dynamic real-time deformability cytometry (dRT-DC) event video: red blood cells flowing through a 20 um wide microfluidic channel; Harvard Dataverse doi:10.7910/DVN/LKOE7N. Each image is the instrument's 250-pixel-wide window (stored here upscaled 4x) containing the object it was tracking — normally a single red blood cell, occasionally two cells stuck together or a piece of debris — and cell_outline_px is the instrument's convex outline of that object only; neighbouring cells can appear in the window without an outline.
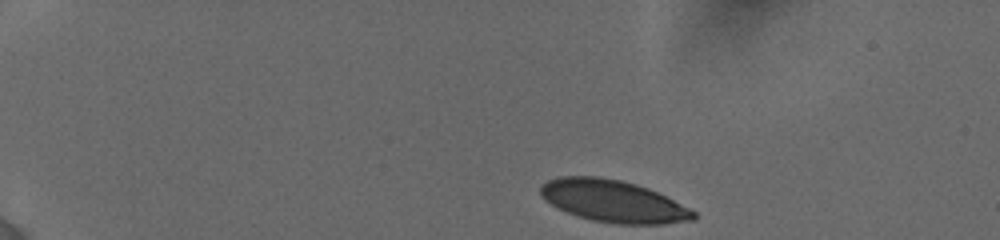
{"species": "human", "species_latin": "Homo sapiens", "temperature_condition": "cold", "stored_images_in_passage": 7, "camera_frame_rate_fps": 3000, "um_per_image_px": 0.085, "donor": {"sex": "female"}, "frame": {"image": 1, "passage_image": 1, "time_ms": 0.0, "image_size_px": [1000, 240], "cell_outline_px": [[696, 220], [664, 224], [616, 224], [592, 220], [556, 208], [544, 200], [540, 192], [540, 188], [548, 180], [560, 176], [596, 176], [620, 180], [636, 184], [648, 188], [696, 212]], "centroid_in_image_um": [52.11, 17.1], "position_along_channel_um": 32.9, "area_um2": 37.28}}
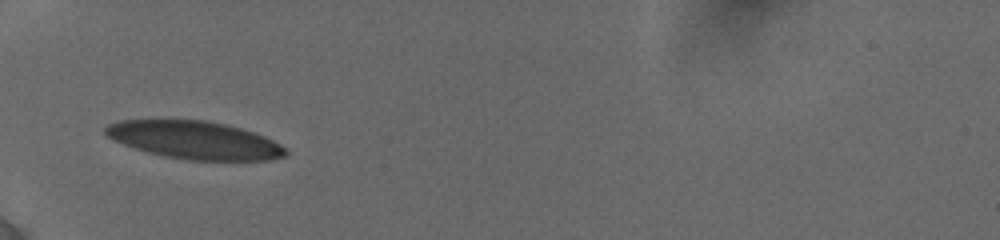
{"frame": {"image": 2, "passage_image": 4, "time_ms": 3.333, "image_size_px": [1000, 240], "cell_outline_px": [[288, 152], [284, 156], [268, 160], [188, 160], [164, 156], [148, 152], [112, 140], [104, 132], [104, 128], [108, 124], [120, 120], [204, 120], [224, 124], [240, 128], [264, 136], [280, 144]], "centroid_in_image_um": [16.52, 11.9], "position_along_channel_um": 68.5, "area_um2": 39.36}}
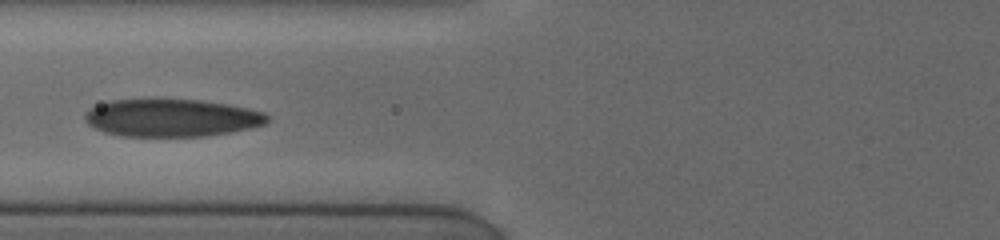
{"frame": {"image": 3, "passage_image": 6, "time_ms": 4.667, "image_size_px": [1000, 240], "cell_outline_px": [[268, 120], [264, 124], [252, 128], [232, 132], [208, 136], [120, 136], [104, 132], [88, 124], [84, 120], [84, 112], [88, 108], [108, 100], [152, 96], [160, 96], [200, 100], [228, 104], [248, 108], [264, 112], [268, 116]], "centroid_in_image_um": [14.52, 9.97], "position_along_channel_um": 111.3, "area_um2": 41.56}}